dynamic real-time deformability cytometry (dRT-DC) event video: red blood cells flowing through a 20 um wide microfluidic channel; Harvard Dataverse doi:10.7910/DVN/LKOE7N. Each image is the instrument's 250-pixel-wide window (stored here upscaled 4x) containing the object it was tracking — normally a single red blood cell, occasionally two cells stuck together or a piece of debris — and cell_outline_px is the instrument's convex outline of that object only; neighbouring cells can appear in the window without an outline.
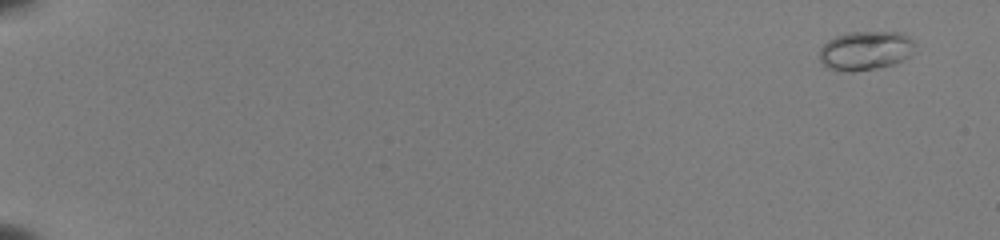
{"species": "common noctule bat (a hibernating species)", "species_latin": "Nyctalus noctula", "temperature_condition": "room temperature", "stored_images_in_passage": 22, "camera_frame_rate_fps": 3000, "um_per_image_px": 0.085, "animal": {"sex": "female", "body_mass_g": 22.0, "forearm_length_mm": 56.7}, "frame": {"image": 1, "passage_image": 4, "time_ms": 1.0, "image_size_px": [1000, 240], "cell_outline_px": [[916, 44], [912, 52], [908, 56], [892, 64], [876, 68], [852, 72], [836, 72], [828, 68], [820, 60], [820, 48], [828, 40], [836, 36], [848, 32], [900, 32], [916, 40]], "centroid_in_image_um": [73.56, 4.3], "position_along_channel_um": 11.4, "area_um2": 21.85}}